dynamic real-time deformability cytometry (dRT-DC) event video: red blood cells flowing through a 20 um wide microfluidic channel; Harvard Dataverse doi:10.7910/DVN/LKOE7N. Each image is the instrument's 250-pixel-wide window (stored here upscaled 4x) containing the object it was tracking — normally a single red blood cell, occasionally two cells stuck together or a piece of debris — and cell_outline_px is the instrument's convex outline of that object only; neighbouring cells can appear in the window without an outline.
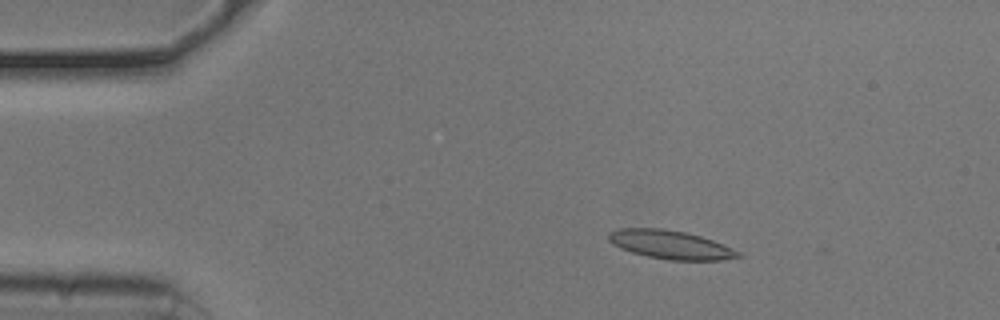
{"species": "common noctule bat (a hibernating species)", "species_latin": "Nyctalus noctula", "temperature_condition": "cold", "stored_images_in_passage": 45, "camera_frame_rate_fps": 3000, "um_per_image_px": 0.085, "animal": {"sex": "male", "body_mass_g": 20.5, "forearm_length_mm": 52.5}, "frame": {"image": 1, "passage_image": 1, "time_ms": 0.0, "image_size_px": [1000, 320], "cell_outline_px": [[744, 256], [720, 260], [668, 260], [648, 256], [632, 252], [620, 248], [612, 244], [608, 240], [608, 232], [620, 228], [660, 228], [684, 232], [700, 236], [712, 240], [732, 248], [740, 252]], "centroid_in_image_um": [56.97, 20.8], "position_along_channel_um": 28.0, "area_um2": 21.5}}
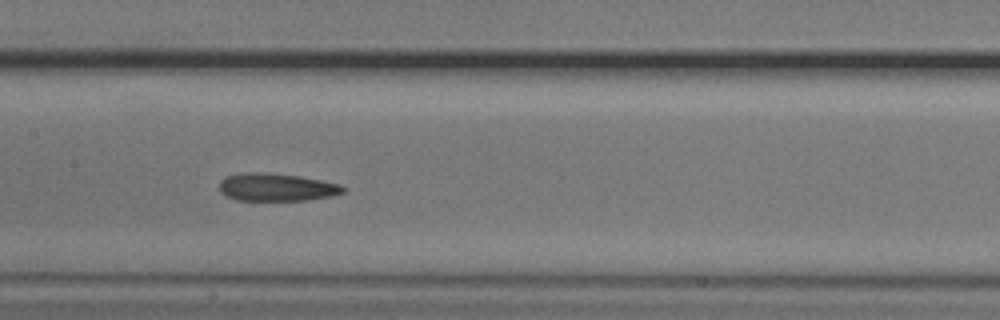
{"frame": {"image": 2, "passage_image": 18, "time_ms": 5.667, "image_size_px": [1000, 320], "cell_outline_px": [[348, 188], [344, 192], [332, 196], [308, 200], [236, 200], [224, 196], [220, 192], [220, 180], [224, 176], [244, 172], [264, 172], [300, 176], [340, 184]], "centroid_in_image_um": [23.49, 15.91], "position_along_channel_um": 183.9, "area_um2": 20.29}}
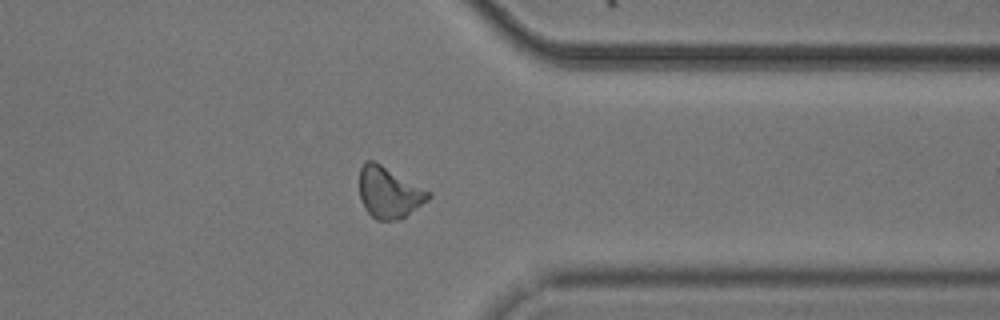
{"frame": {"image": 3, "passage_image": 34, "time_ms": 11.0, "image_size_px": [1000, 320], "cell_outline_px": [[432, 196], [428, 200], [400, 220], [376, 220], [364, 208], [360, 200], [360, 168], [364, 160], [372, 160], [380, 164], [432, 192]], "centroid_in_image_um": [33.06, 16.37], "position_along_channel_um": 378.3, "area_um2": 20.58}}